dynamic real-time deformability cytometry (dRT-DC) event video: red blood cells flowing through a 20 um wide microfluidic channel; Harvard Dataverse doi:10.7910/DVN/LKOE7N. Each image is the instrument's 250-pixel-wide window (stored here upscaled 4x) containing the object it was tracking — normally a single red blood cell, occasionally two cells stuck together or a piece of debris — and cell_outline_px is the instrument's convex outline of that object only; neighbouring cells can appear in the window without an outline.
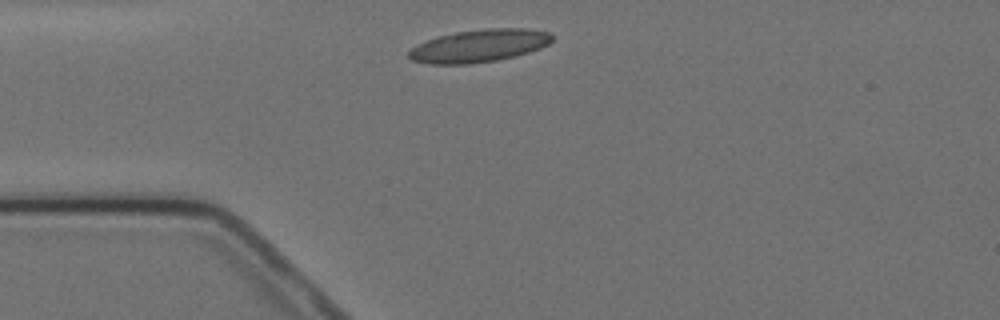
{"species": "Egyptian fruit bat (a non-hibernating species)", "species_latin": "Rousettus aegyptiacus", "temperature_condition": "cold", "stored_images_in_passage": 7, "camera_frame_rate_fps": 3000, "um_per_image_px": 0.085, "animal": {"sex": "female"}, "frame": {"image": 1, "passage_image": 1, "time_ms": 0.0, "image_size_px": [1000, 320], "cell_outline_px": [[552, 40], [548, 44], [540, 48], [516, 56], [496, 60], [472, 64], [428, 64], [412, 60], [408, 56], [408, 52], [412, 48], [436, 36], [456, 32], [484, 28], [524, 28], [552, 32]], "centroid_in_image_um": [40.74, 3.89], "position_along_channel_um": 44.3, "area_um2": 27.34}}
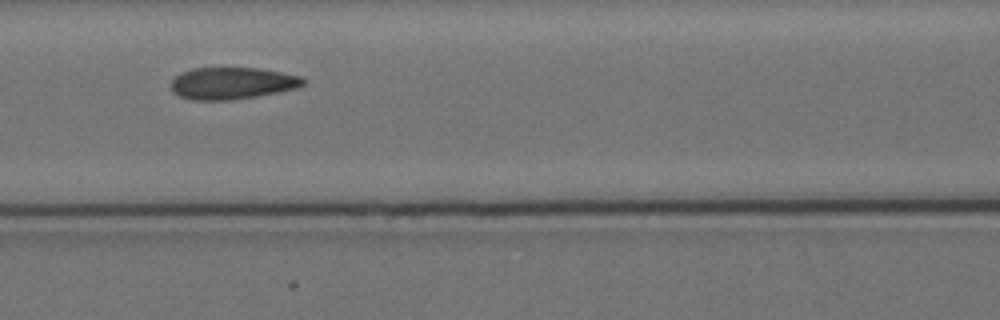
{"frame": {"image": 2, "passage_image": 4, "time_ms": 3.333, "image_size_px": [1000, 320], "cell_outline_px": [[308, 80], [304, 84], [296, 88], [256, 96], [232, 100], [192, 100], [180, 96], [172, 92], [172, 80], [176, 76], [192, 68], [256, 68], [280, 72], [300, 76]], "centroid_in_image_um": [19.73, 7.08], "position_along_channel_um": 146.9, "area_um2": 24.39}}
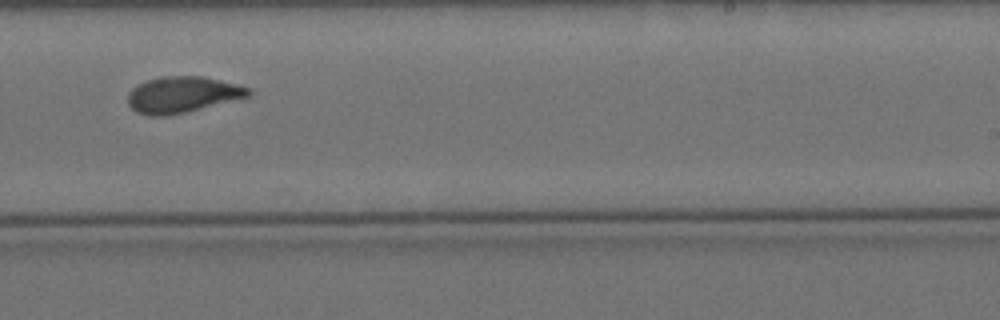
{"frame": {"image": 3, "passage_image": 7, "time_ms": 7.0, "image_size_px": [1000, 320], "cell_outline_px": [[252, 92], [248, 96], [184, 112], [164, 116], [148, 116], [136, 112], [128, 104], [128, 92], [136, 84], [160, 76], [200, 76], [220, 80], [236, 84], [248, 88]], "centroid_in_image_um": [15.43, 8.03], "position_along_channel_um": 273.6, "area_um2": 25.09}}